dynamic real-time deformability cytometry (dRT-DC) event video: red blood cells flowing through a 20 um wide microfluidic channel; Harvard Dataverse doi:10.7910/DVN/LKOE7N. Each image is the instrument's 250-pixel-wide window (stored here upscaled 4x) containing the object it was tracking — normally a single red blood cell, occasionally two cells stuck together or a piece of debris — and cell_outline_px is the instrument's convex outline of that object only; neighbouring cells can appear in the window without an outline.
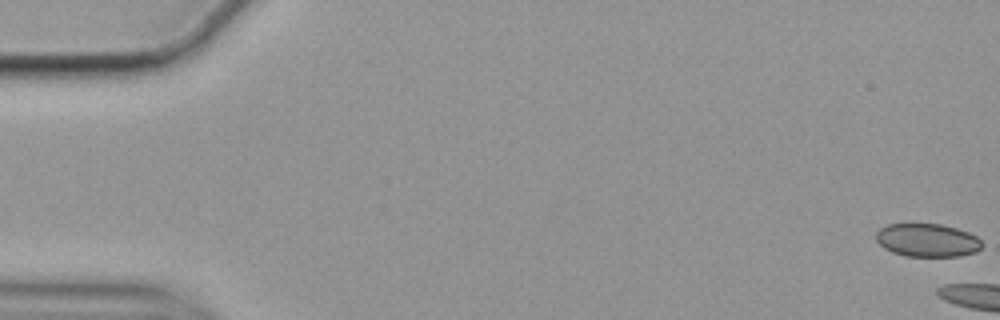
{"species": "common noctule bat (a hibernating species)", "species_latin": "Nyctalus noctula", "temperature_condition": "cold", "stored_images_in_passage": 5, "camera_frame_rate_fps": 3000, "um_per_image_px": 0.085, "animal": {"sex": "female", "body_mass_g": 19.9}, "frame": {"image": 1, "passage_image": 1, "time_ms": 0.0, "image_size_px": [1000, 320], "cell_outline_px": [[980, 248], [976, 252], [960, 256], [904, 256], [892, 252], [884, 248], [876, 240], [876, 232], [880, 228], [888, 224], [940, 224], [956, 228], [968, 232], [976, 236], [980, 240]], "centroid_in_image_um": [78.79, 20.42], "position_along_channel_um": 6.2, "area_um2": 20.4}}